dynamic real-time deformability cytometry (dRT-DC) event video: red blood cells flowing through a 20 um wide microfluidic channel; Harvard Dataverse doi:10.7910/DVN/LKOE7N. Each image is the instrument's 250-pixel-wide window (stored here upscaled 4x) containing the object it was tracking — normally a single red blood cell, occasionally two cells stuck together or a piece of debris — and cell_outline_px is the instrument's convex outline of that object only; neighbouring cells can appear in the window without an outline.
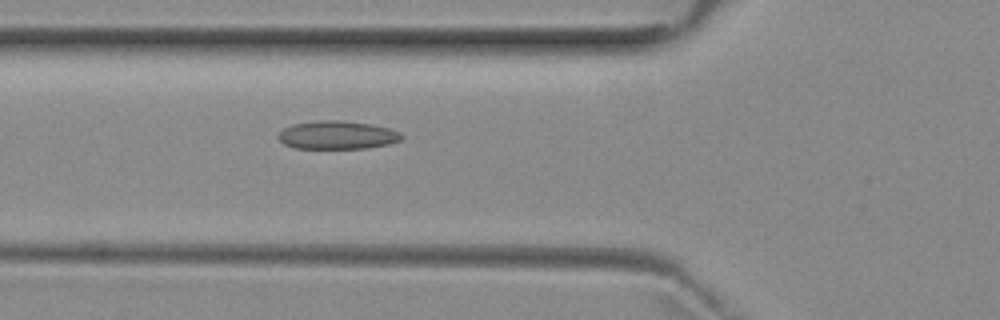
{"species": "common noctule bat (a hibernating species)", "species_latin": "Nyctalus noctula", "temperature_condition": "room temperature", "stored_images_in_passage": 3, "camera_frame_rate_fps": 3000, "um_per_image_px": 0.085, "animal": {"sex": "female", "body_mass_g": 29.2, "forearm_length_mm": 56.3}, "frame": {"image": 1, "passage_image": 3, "time_ms": 2.333, "image_size_px": [1000, 320], "cell_outline_px": [[404, 136], [400, 140], [388, 144], [364, 148], [296, 148], [284, 144], [276, 136], [284, 128], [292, 124], [316, 120], [340, 120], [372, 124], [388, 128], [400, 132]], "centroid_in_image_um": [28.65, 11.47], "position_along_channel_um": 97.2, "area_um2": 20.29}}